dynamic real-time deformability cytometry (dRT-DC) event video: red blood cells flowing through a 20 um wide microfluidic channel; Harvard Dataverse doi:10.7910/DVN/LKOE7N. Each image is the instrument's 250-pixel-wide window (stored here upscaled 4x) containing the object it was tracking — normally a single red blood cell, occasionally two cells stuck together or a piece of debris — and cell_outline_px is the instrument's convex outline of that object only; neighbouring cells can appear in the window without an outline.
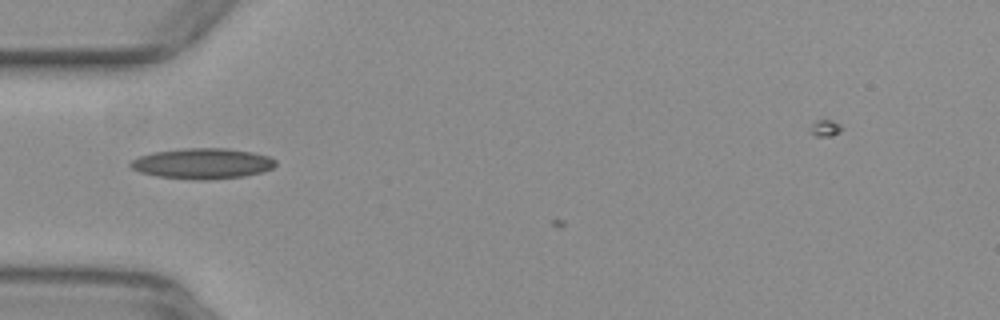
{"species": "common noctule bat (a hibernating species)", "species_latin": "Nyctalus noctula", "temperature_condition": "warm", "stored_images_in_passage": 5, "camera_frame_rate_fps": 3000, "um_per_image_px": 0.085, "animal": {"sex": "female", "body_mass_g": 29.2, "forearm_length_mm": 56.3}, "frame": {"image": 1, "passage_image": 2, "time_ms": 0.333, "image_size_px": [1000, 320], "cell_outline_px": [[276, 164], [272, 168], [264, 172], [244, 176], [208, 180], [192, 180], [156, 176], [140, 172], [132, 168], [128, 164], [132, 160], [140, 156], [156, 152], [184, 148], [224, 148], [252, 152], [268, 156], [276, 160]], "centroid_in_image_um": [17.22, 13.91], "position_along_channel_um": 67.8, "area_um2": 25.89}}